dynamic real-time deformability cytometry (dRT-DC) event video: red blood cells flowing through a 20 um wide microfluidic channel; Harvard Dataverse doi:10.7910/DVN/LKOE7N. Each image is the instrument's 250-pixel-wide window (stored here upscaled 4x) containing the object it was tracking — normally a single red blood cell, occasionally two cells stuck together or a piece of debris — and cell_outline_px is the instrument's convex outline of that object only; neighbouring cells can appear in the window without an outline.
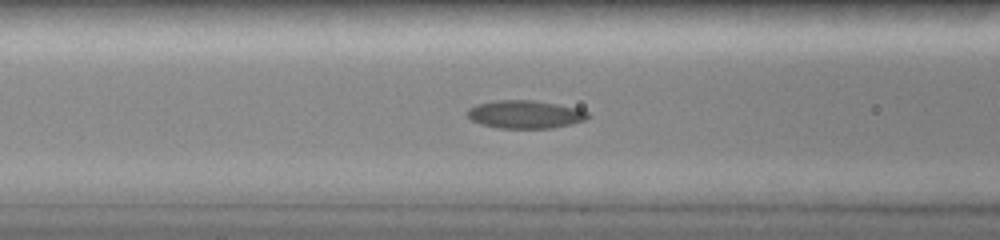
{"species": "common noctule bat (a hibernating species)", "species_latin": "Nyctalus noctula", "temperature_condition": "room temperature", "stored_images_in_passage": 26, "camera_frame_rate_fps": 3000, "um_per_image_px": 0.085, "animal": {"sex": "female", "body_mass_g": 19.0, "forearm_length_mm": 51.5}, "frame": {"image": 1, "passage_image": 5, "time_ms": 1.667, "image_size_px": [1000, 240], "cell_outline_px": [[588, 116], [584, 120], [572, 124], [552, 128], [500, 128], [480, 124], [472, 120], [468, 116], [468, 108], [476, 104], [496, 100], [532, 100], [556, 104], [576, 108], [588, 112]], "centroid_in_image_um": [44.61, 9.72], "position_along_channel_um": 122.0, "area_um2": 19.54}}
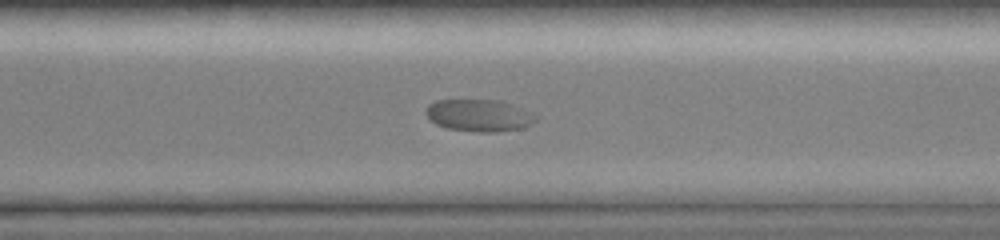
{"frame": {"image": 2, "passage_image": 16, "time_ms": 7.0, "image_size_px": [1000, 240], "cell_outline_px": [[536, 120], [532, 124], [524, 128], [496, 132], [476, 132], [448, 128], [436, 124], [428, 116], [428, 104], [436, 100], [500, 100], [520, 108], [536, 116]], "centroid_in_image_um": [40.74, 9.82], "position_along_channel_um": 329.9, "area_um2": 20.23}}
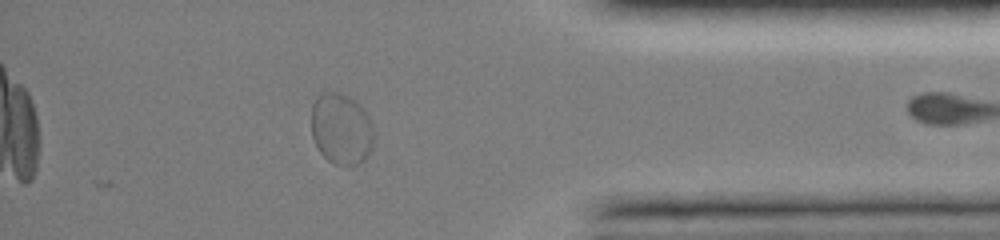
{"frame": {"image": 3, "passage_image": 21, "time_ms": 9.333, "image_size_px": [1000, 240], "cell_outline_px": [[376, 136], [372, 148], [368, 156], [360, 164], [336, 164], [328, 160], [320, 152], [312, 136], [312, 104], [316, 96], [324, 92], [340, 92], [356, 100], [364, 108], [372, 124]], "centroid_in_image_um": [29.04, 10.93], "position_along_channel_um": 406.2, "area_um2": 26.36}}